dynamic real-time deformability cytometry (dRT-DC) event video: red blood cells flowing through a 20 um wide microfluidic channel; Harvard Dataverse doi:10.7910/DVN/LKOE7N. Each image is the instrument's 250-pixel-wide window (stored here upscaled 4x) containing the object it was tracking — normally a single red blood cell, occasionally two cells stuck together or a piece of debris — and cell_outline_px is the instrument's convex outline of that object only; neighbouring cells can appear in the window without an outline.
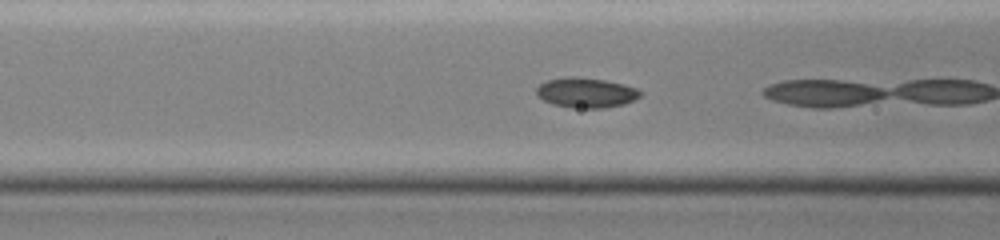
{"species": "common noctule bat (a hibernating species)", "species_latin": "Nyctalus noctula", "temperature_condition": "cold", "stored_images_in_passage": 29, "camera_frame_rate_fps": 3000, "um_per_image_px": 0.085, "animal": {"sex": "female", "body_mass_g": 19.0, "forearm_length_mm": 51.5}, "frame": {"image": 1, "passage_image": 27, "time_ms": 5.0, "image_size_px": [1000, 240], "cell_outline_px": [[644, 92], [640, 96], [624, 104], [604, 108], [572, 108], [552, 104], [536, 96], [536, 88], [540, 84], [548, 80], [564, 76], [576, 76], [604, 80], [624, 84], [636, 88]], "centroid_in_image_um": [49.8, 7.87], "position_along_channel_um": 116.8, "area_um2": 18.32}}